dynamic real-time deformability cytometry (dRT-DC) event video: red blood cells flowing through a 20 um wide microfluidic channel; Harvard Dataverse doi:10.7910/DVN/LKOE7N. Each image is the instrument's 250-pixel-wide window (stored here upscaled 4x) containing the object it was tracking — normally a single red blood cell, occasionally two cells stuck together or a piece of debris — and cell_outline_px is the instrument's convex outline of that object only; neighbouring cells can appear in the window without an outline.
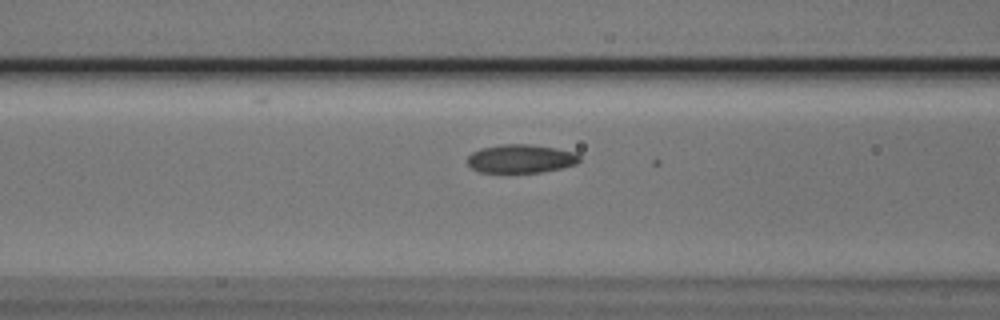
{"species": "Egyptian fruit bat (a non-hibernating species)", "species_latin": "Rousettus aegyptiacus", "temperature_condition": "cold", "stored_images_in_passage": 13, "camera_frame_rate_fps": 3000, "um_per_image_px": 0.085, "animal": {"sex": "male"}, "frame": {"image": 1, "passage_image": 11, "time_ms": 3.333, "image_size_px": [1000, 320], "cell_outline_px": [[580, 160], [576, 164], [560, 168], [540, 172], [480, 172], [472, 168], [468, 164], [468, 156], [472, 152], [480, 148], [500, 144], [528, 144], [556, 148], [576, 152], [580, 156]], "centroid_in_image_um": [44.27, 13.48], "position_along_channel_um": 122.3, "area_um2": 18.61}}